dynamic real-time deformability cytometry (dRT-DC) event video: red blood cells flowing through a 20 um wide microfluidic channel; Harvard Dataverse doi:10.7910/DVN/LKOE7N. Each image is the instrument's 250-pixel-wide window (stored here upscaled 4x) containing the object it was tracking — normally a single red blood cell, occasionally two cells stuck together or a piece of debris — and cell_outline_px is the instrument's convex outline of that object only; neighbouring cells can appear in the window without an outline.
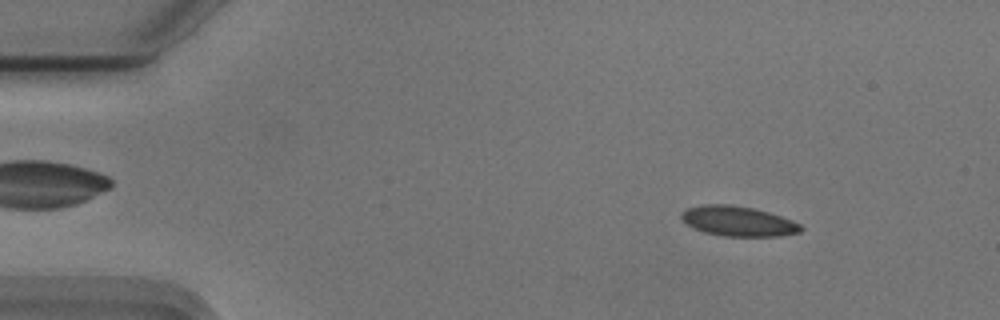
{"species": "Egyptian fruit bat (a non-hibernating species)", "species_latin": "Rousettus aegyptiacus", "temperature_condition": "cold", "stored_images_in_passage": 54, "camera_frame_rate_fps": 3000, "um_per_image_px": 0.085, "animal": {"sex": "male"}, "frame": {"image": 1, "passage_image": 7, "time_ms": 2.0, "image_size_px": [1000, 320], "cell_outline_px": [[804, 228], [800, 232], [780, 236], [724, 236], [704, 232], [692, 228], [680, 216], [680, 212], [688, 208], [704, 204], [732, 204], [752, 208], [768, 212], [792, 220], [800, 224]], "centroid_in_image_um": [62.73, 18.8], "position_along_channel_um": 22.3, "area_um2": 20.87}}
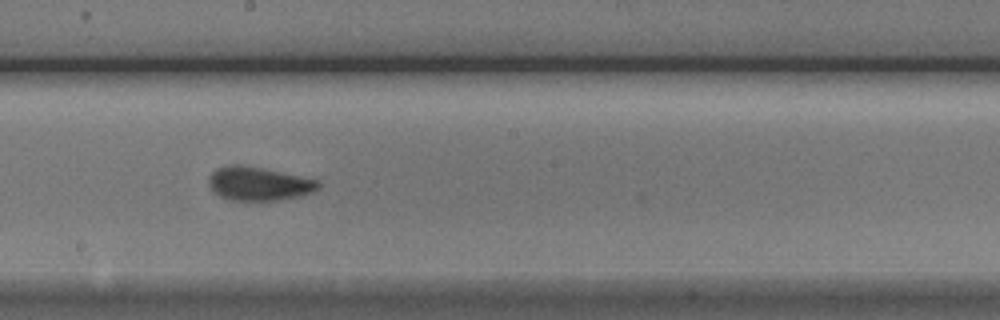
{"frame": {"image": 2, "passage_image": 30, "time_ms": 9.667, "image_size_px": [1000, 320], "cell_outline_px": [[320, 188], [312, 192], [300, 196], [280, 200], [228, 200], [220, 196], [208, 184], [208, 176], [216, 168], [232, 164], [240, 164], [320, 180]], "centroid_in_image_um": [21.99, 15.61], "position_along_channel_um": 226.2, "area_um2": 21.44}}
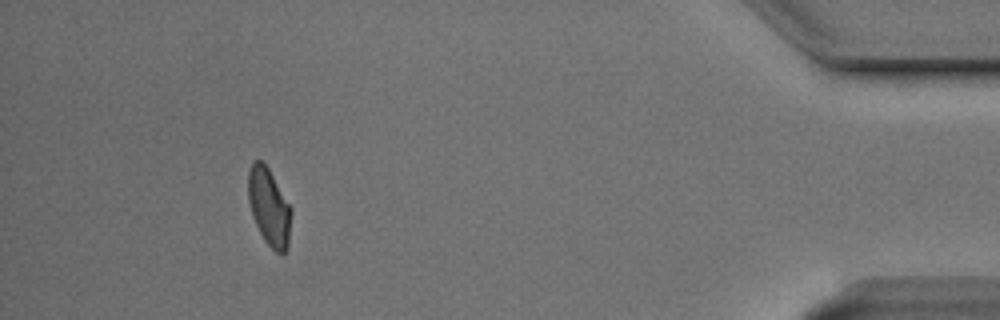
{"frame": {"image": 3, "passage_image": 50, "time_ms": 16.333, "image_size_px": [1000, 320], "cell_outline_px": [[292, 212], [288, 248], [280, 256], [264, 240], [252, 216], [248, 200], [248, 172], [252, 160], [260, 160], [268, 168], [292, 208]], "centroid_in_image_um": [22.88, 17.61], "position_along_channel_um": 412.3, "area_um2": 19.54}, "authors_computed_cell_mechanics": {"area_um2": 20.7502, "velocity_mm_per_s": 3.7283, "shape_relaxation_time_tau1_ms": 5.5938, "shape_relaxation_time_tau2_ms": 1.0932, "deformation_change_tau1": 0.1355, "deformation_change_tau2": 0.0584}}